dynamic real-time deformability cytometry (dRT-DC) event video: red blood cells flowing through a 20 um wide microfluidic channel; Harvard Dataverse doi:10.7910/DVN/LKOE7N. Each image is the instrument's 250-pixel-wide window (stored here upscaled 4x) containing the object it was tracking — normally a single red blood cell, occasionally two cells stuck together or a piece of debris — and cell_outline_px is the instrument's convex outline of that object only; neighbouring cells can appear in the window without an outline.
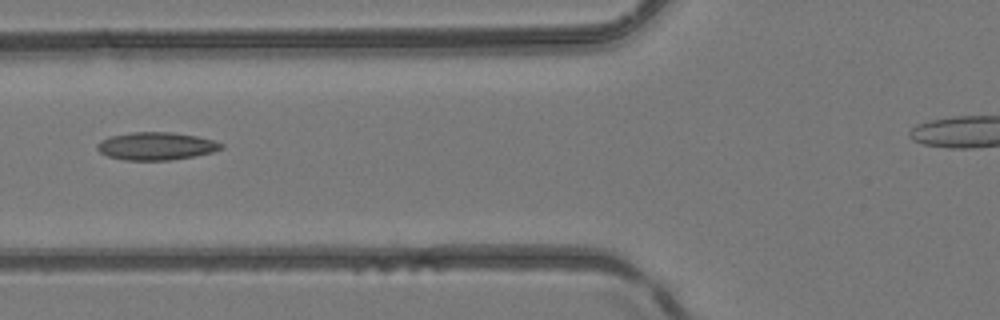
{"species": "common noctule bat (a hibernating species)", "species_latin": "Nyctalus noctula", "temperature_condition": "room temperature", "stored_images_in_passage": 3, "camera_frame_rate_fps": 3000, "um_per_image_px": 0.085, "animal": {"sex": "female", "body_mass_g": 24.6, "forearm_length_mm": 56.2}, "frame": {"image": 1, "passage_image": 3, "time_ms": 2.333, "image_size_px": [1000, 320], "cell_outline_px": [[224, 148], [212, 152], [192, 156], [168, 160], [124, 160], [108, 156], [100, 152], [96, 148], [96, 144], [100, 140], [108, 136], [132, 132], [172, 132], [196, 136], [212, 140], [224, 144]], "centroid_in_image_um": [13.23, 12.41], "position_along_channel_um": 112.6, "area_um2": 20.06}}